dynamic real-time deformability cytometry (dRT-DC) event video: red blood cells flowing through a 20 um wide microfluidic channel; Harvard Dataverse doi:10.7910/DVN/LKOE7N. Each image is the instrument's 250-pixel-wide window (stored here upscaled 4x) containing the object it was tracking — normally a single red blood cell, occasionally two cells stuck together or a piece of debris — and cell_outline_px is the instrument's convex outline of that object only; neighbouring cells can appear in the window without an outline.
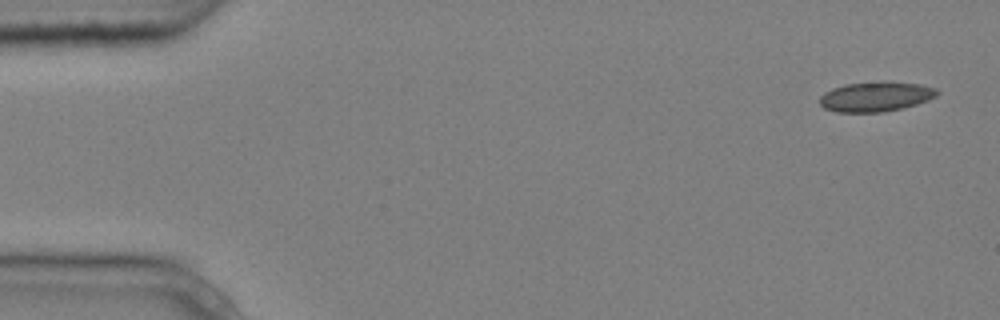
{"species": "common noctule bat (a hibernating species)", "species_latin": "Nyctalus noctula", "temperature_condition": "cold", "stored_images_in_passage": 6, "camera_frame_rate_fps": 3000, "um_per_image_px": 0.085, "animal": {"sex": "male", "body_mass_g": 20.4}, "frame": {"image": 1, "passage_image": 1, "time_ms": 0.0, "image_size_px": [1000, 320], "cell_outline_px": [[940, 92], [936, 96], [928, 100], [916, 104], [884, 112], [836, 112], [824, 108], [820, 104], [820, 96], [824, 92], [832, 88], [844, 84], [920, 84], [936, 88]], "centroid_in_image_um": [74.4, 8.26], "position_along_channel_um": 10.6, "area_um2": 19.59}}
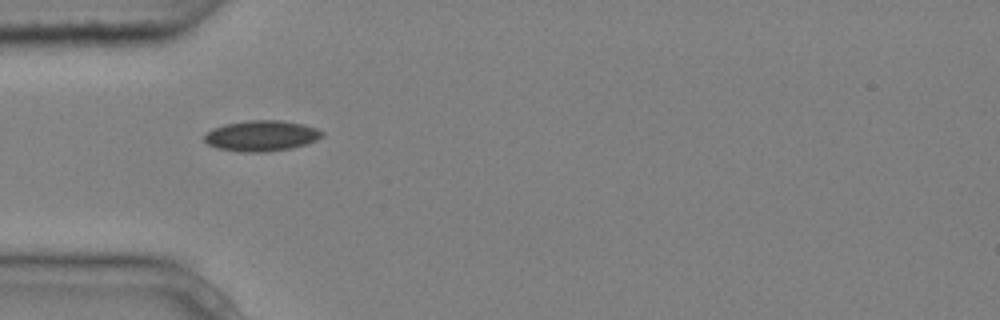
{"frame": {"image": 2, "passage_image": 5, "time_ms": 1.333, "image_size_px": [1000, 320], "cell_outline_px": [[324, 136], [316, 140], [292, 148], [264, 152], [240, 152], [216, 148], [208, 144], [204, 140], [204, 136], [212, 128], [224, 124], [248, 120], [276, 120], [304, 124], [316, 128], [324, 132]], "centroid_in_image_um": [22.21, 11.54], "position_along_channel_um": 62.8, "area_um2": 21.1}}
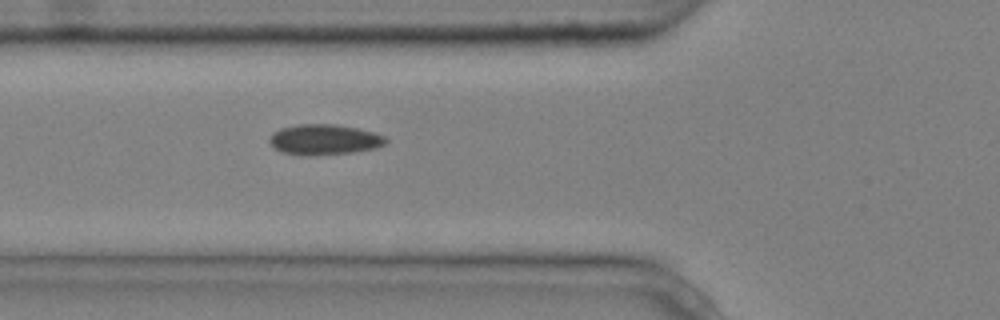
{"frame": {"image": 3, "passage_image": 6, "time_ms": 1.667, "image_size_px": [1000, 320], "cell_outline_px": [[388, 140], [384, 144], [376, 148], [352, 152], [308, 156], [280, 152], [268, 140], [272, 132], [280, 128], [300, 124], [336, 124], [356, 128], [372, 132], [384, 136]], "centroid_in_image_um": [27.53, 11.86], "position_along_channel_um": 98.3, "area_um2": 20.58}}